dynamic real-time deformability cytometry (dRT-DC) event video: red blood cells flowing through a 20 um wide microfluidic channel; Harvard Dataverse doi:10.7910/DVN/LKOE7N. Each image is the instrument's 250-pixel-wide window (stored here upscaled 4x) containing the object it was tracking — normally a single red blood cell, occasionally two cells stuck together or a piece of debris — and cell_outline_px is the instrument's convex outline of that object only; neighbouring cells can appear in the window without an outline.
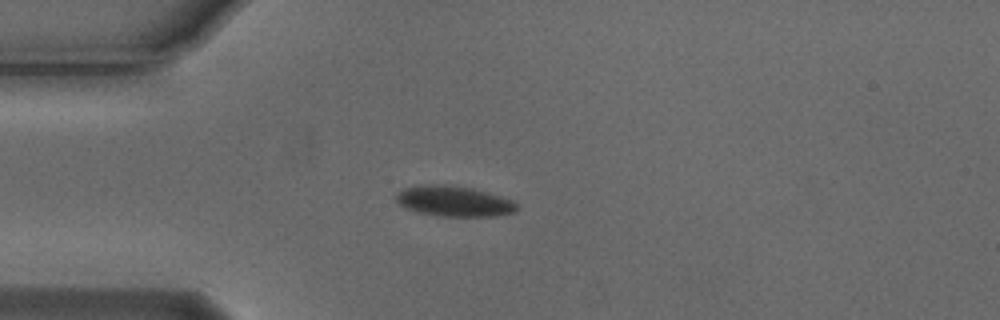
{"species": "Egyptian fruit bat (a non-hibernating species)", "species_latin": "Rousettus aegyptiacus", "temperature_condition": "cold", "stored_images_in_passage": 6, "camera_frame_rate_fps": 3000, "um_per_image_px": 0.085, "animal": {"sex": "male"}, "frame": {"image": 1, "passage_image": 3, "time_ms": 0.667, "image_size_px": [1000, 320], "cell_outline_px": [[520, 208], [516, 212], [496, 216], [436, 216], [416, 212], [404, 208], [396, 200], [396, 192], [404, 188], [424, 184], [444, 184], [472, 188], [500, 196], [512, 200]], "centroid_in_image_um": [38.57, 17.11], "position_along_channel_um": 46.4, "area_um2": 21.68}}
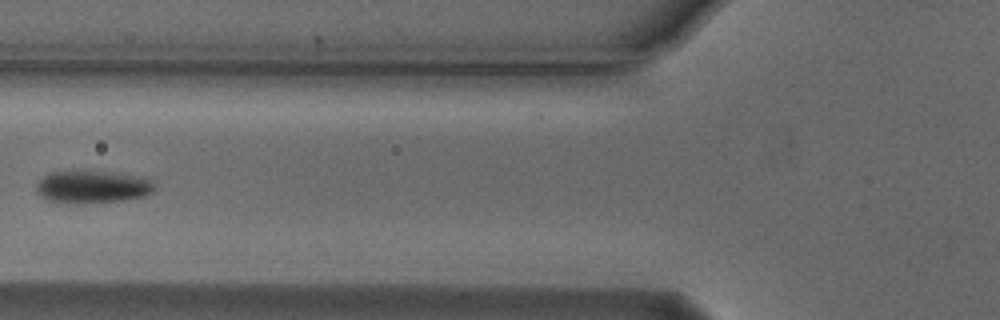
{"frame": {"image": 2, "passage_image": 5, "time_ms": 1.333, "image_size_px": [1000, 320], "cell_outline_px": [[156, 188], [152, 192], [144, 196], [124, 200], [84, 204], [44, 200], [36, 192], [36, 184], [48, 172], [64, 168], [108, 172], [140, 176], [156, 180]], "centroid_in_image_um": [7.83, 15.85], "position_along_channel_um": 118.0, "area_um2": 23.47}}